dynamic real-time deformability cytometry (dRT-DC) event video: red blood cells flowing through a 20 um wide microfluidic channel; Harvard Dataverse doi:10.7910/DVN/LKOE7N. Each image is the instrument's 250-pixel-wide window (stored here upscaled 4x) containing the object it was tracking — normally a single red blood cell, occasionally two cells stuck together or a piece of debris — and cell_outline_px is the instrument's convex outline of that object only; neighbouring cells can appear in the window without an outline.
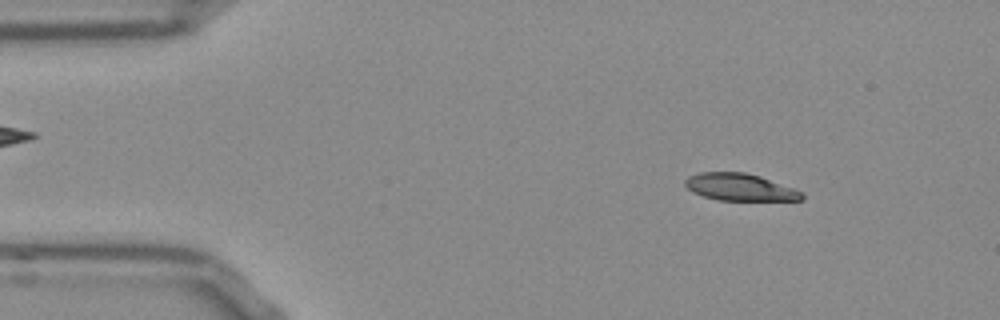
{"species": "Egyptian fruit bat (a non-hibernating species)", "species_latin": "Rousettus aegyptiacus", "temperature_condition": "room temperature", "stored_images_in_passage": 52, "camera_frame_rate_fps": 3000, "um_per_image_px": 0.085, "frame": {"image": 1, "passage_image": 6, "time_ms": 1.667, "image_size_px": [1000, 320], "cell_outline_px": [[804, 200], [716, 200], [704, 196], [688, 188], [684, 184], [684, 180], [688, 176], [700, 172], [744, 172], [760, 176], [804, 192]], "centroid_in_image_um": [62.91, 15.9], "position_along_channel_um": 22.1, "area_um2": 18.38}}
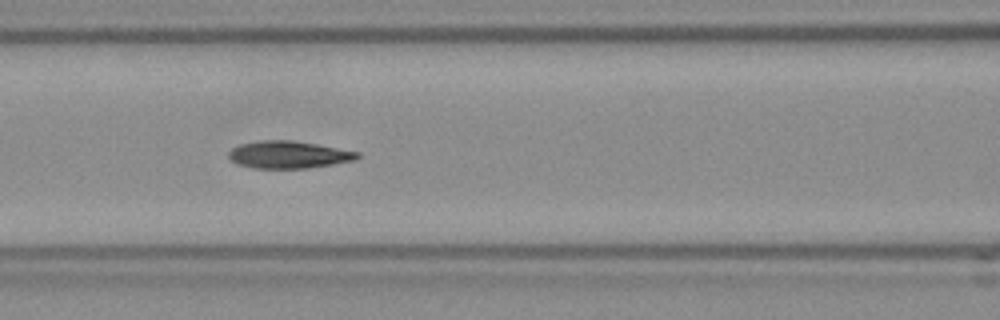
{"frame": {"image": 2, "passage_image": 21, "time_ms": 6.667, "image_size_px": [1000, 320], "cell_outline_px": [[360, 156], [356, 160], [308, 168], [252, 168], [236, 164], [228, 156], [228, 152], [232, 148], [240, 144], [260, 140], [292, 140], [316, 144], [360, 152]], "centroid_in_image_um": [24.51, 13.15], "position_along_channel_um": 142.1, "area_um2": 20.52}}
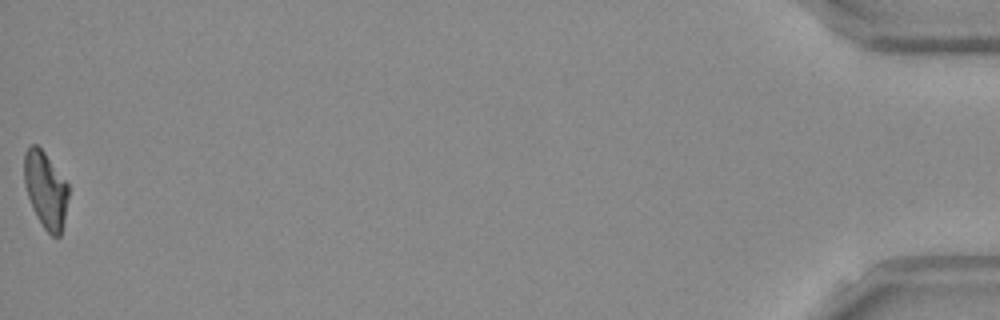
{"frame": {"image": 3, "passage_image": 52, "time_ms": 17.0, "image_size_px": [1000, 320], "cell_outline_px": [[68, 196], [64, 220], [60, 236], [52, 236], [44, 228], [36, 216], [28, 196], [24, 184], [24, 152], [32, 144], [36, 144], [44, 152], [68, 184]], "centroid_in_image_um": [3.86, 16.13], "position_along_channel_um": 431.3, "area_um2": 19.48}, "authors_computed_cell_mechanics": {"area_um2": 20.3745, "velocity_mm_per_s": 3.8107, "shape_relaxation_time_tau1_ms": 8.3844, "shape_relaxation_time_tau2_ms": 6.8085, "deformation_change_tau1": 0.2324, "deformation_change_tau2": 0.1458}}